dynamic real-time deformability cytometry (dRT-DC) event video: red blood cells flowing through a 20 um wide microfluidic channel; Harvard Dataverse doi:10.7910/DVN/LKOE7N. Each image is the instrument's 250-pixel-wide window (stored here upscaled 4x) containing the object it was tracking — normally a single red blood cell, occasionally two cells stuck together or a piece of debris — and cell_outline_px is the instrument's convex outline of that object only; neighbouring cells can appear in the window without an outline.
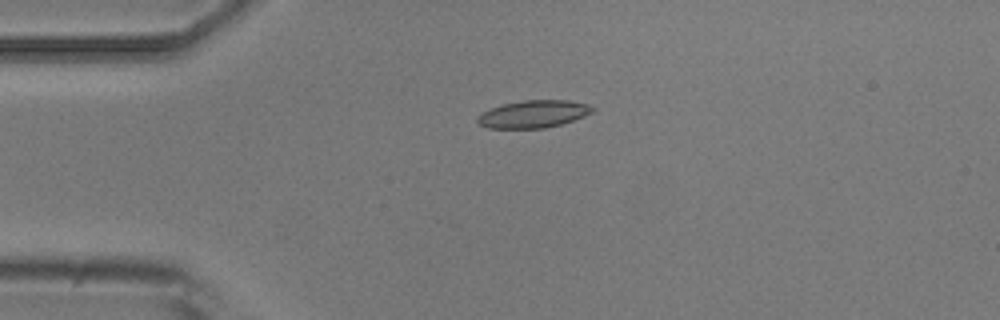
{"species": "common noctule bat (a hibernating species)", "species_latin": "Nyctalus noctula", "temperature_condition": "room temperature", "stored_images_in_passage": 6, "camera_frame_rate_fps": 3000, "um_per_image_px": 0.085, "animal": {"sex": "male", "body_mass_g": 20.5, "forearm_length_mm": 52.5}, "frame": {"image": 1, "passage_image": 4, "time_ms": 3.667, "image_size_px": [1000, 320], "cell_outline_px": [[596, 108], [592, 112], [584, 116], [560, 124], [544, 128], [488, 128], [480, 124], [476, 120], [476, 116], [492, 108], [504, 104], [524, 100], [568, 100], [588, 104]], "centroid_in_image_um": [45.35, 9.69], "position_along_channel_um": 39.7, "area_um2": 18.21}}
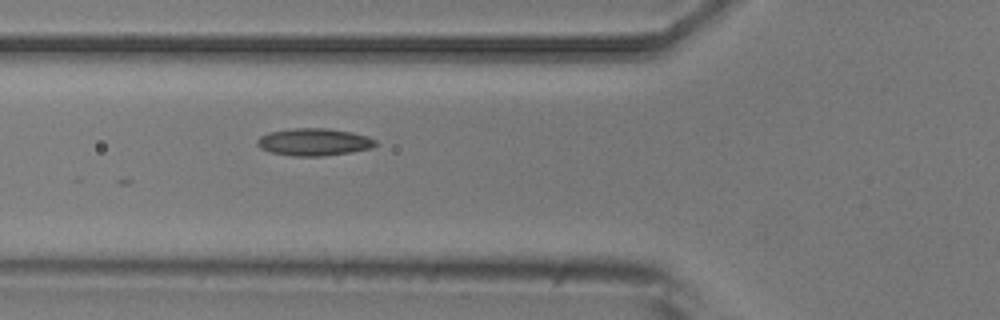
{"frame": {"image": 2, "passage_image": 6, "time_ms": 6.0, "image_size_px": [1000, 320], "cell_outline_px": [[376, 144], [372, 148], [352, 152], [324, 156], [292, 156], [268, 152], [260, 148], [256, 144], [256, 140], [260, 136], [268, 132], [292, 128], [328, 128], [352, 132], [368, 136], [376, 140]], "centroid_in_image_um": [26.66, 12.07], "position_along_channel_um": 99.1, "area_um2": 19.13}}